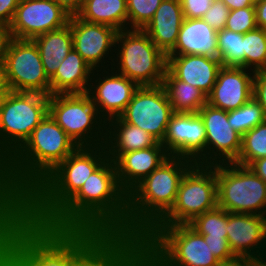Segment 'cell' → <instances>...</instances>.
<instances>
[{
    "mask_svg": "<svg viewBox=\"0 0 266 266\" xmlns=\"http://www.w3.org/2000/svg\"><path fill=\"white\" fill-rule=\"evenodd\" d=\"M218 207L231 213L266 216V182L249 167L216 164Z\"/></svg>",
    "mask_w": 266,
    "mask_h": 266,
    "instance_id": "obj_10",
    "label": "cell"
},
{
    "mask_svg": "<svg viewBox=\"0 0 266 266\" xmlns=\"http://www.w3.org/2000/svg\"><path fill=\"white\" fill-rule=\"evenodd\" d=\"M263 157H266V121L242 135L240 154L234 163L248 167Z\"/></svg>",
    "mask_w": 266,
    "mask_h": 266,
    "instance_id": "obj_32",
    "label": "cell"
},
{
    "mask_svg": "<svg viewBox=\"0 0 266 266\" xmlns=\"http://www.w3.org/2000/svg\"><path fill=\"white\" fill-rule=\"evenodd\" d=\"M48 113V95L8 93L0 111V167L25 143Z\"/></svg>",
    "mask_w": 266,
    "mask_h": 266,
    "instance_id": "obj_8",
    "label": "cell"
},
{
    "mask_svg": "<svg viewBox=\"0 0 266 266\" xmlns=\"http://www.w3.org/2000/svg\"><path fill=\"white\" fill-rule=\"evenodd\" d=\"M229 10L254 6L255 0H222Z\"/></svg>",
    "mask_w": 266,
    "mask_h": 266,
    "instance_id": "obj_46",
    "label": "cell"
},
{
    "mask_svg": "<svg viewBox=\"0 0 266 266\" xmlns=\"http://www.w3.org/2000/svg\"><path fill=\"white\" fill-rule=\"evenodd\" d=\"M228 212L216 207L195 217L188 225L204 238H227Z\"/></svg>",
    "mask_w": 266,
    "mask_h": 266,
    "instance_id": "obj_34",
    "label": "cell"
},
{
    "mask_svg": "<svg viewBox=\"0 0 266 266\" xmlns=\"http://www.w3.org/2000/svg\"><path fill=\"white\" fill-rule=\"evenodd\" d=\"M217 206L216 165L194 163L179 183L173 207L155 226L189 224Z\"/></svg>",
    "mask_w": 266,
    "mask_h": 266,
    "instance_id": "obj_11",
    "label": "cell"
},
{
    "mask_svg": "<svg viewBox=\"0 0 266 266\" xmlns=\"http://www.w3.org/2000/svg\"><path fill=\"white\" fill-rule=\"evenodd\" d=\"M70 16L77 15L83 7L85 0H53Z\"/></svg>",
    "mask_w": 266,
    "mask_h": 266,
    "instance_id": "obj_43",
    "label": "cell"
},
{
    "mask_svg": "<svg viewBox=\"0 0 266 266\" xmlns=\"http://www.w3.org/2000/svg\"><path fill=\"white\" fill-rule=\"evenodd\" d=\"M77 16L84 21L108 25L118 31L128 29L127 0H85Z\"/></svg>",
    "mask_w": 266,
    "mask_h": 266,
    "instance_id": "obj_29",
    "label": "cell"
},
{
    "mask_svg": "<svg viewBox=\"0 0 266 266\" xmlns=\"http://www.w3.org/2000/svg\"><path fill=\"white\" fill-rule=\"evenodd\" d=\"M213 0H180L184 18L202 19Z\"/></svg>",
    "mask_w": 266,
    "mask_h": 266,
    "instance_id": "obj_39",
    "label": "cell"
},
{
    "mask_svg": "<svg viewBox=\"0 0 266 266\" xmlns=\"http://www.w3.org/2000/svg\"><path fill=\"white\" fill-rule=\"evenodd\" d=\"M211 252L221 262L234 260L236 257L231 252L227 238H204Z\"/></svg>",
    "mask_w": 266,
    "mask_h": 266,
    "instance_id": "obj_40",
    "label": "cell"
},
{
    "mask_svg": "<svg viewBox=\"0 0 266 266\" xmlns=\"http://www.w3.org/2000/svg\"><path fill=\"white\" fill-rule=\"evenodd\" d=\"M184 19L180 0H163L142 30L167 55L176 45Z\"/></svg>",
    "mask_w": 266,
    "mask_h": 266,
    "instance_id": "obj_24",
    "label": "cell"
},
{
    "mask_svg": "<svg viewBox=\"0 0 266 266\" xmlns=\"http://www.w3.org/2000/svg\"><path fill=\"white\" fill-rule=\"evenodd\" d=\"M225 28L242 34L257 28L255 6L230 10Z\"/></svg>",
    "mask_w": 266,
    "mask_h": 266,
    "instance_id": "obj_37",
    "label": "cell"
},
{
    "mask_svg": "<svg viewBox=\"0 0 266 266\" xmlns=\"http://www.w3.org/2000/svg\"><path fill=\"white\" fill-rule=\"evenodd\" d=\"M49 114L78 146L105 145L107 122L88 93L50 95Z\"/></svg>",
    "mask_w": 266,
    "mask_h": 266,
    "instance_id": "obj_9",
    "label": "cell"
},
{
    "mask_svg": "<svg viewBox=\"0 0 266 266\" xmlns=\"http://www.w3.org/2000/svg\"><path fill=\"white\" fill-rule=\"evenodd\" d=\"M69 19L70 15L53 0H21L5 32L14 39L32 40L64 27Z\"/></svg>",
    "mask_w": 266,
    "mask_h": 266,
    "instance_id": "obj_15",
    "label": "cell"
},
{
    "mask_svg": "<svg viewBox=\"0 0 266 266\" xmlns=\"http://www.w3.org/2000/svg\"><path fill=\"white\" fill-rule=\"evenodd\" d=\"M258 266H266V260L258 259Z\"/></svg>",
    "mask_w": 266,
    "mask_h": 266,
    "instance_id": "obj_51",
    "label": "cell"
},
{
    "mask_svg": "<svg viewBox=\"0 0 266 266\" xmlns=\"http://www.w3.org/2000/svg\"><path fill=\"white\" fill-rule=\"evenodd\" d=\"M99 235L93 230H55L33 224L15 209L0 220V249L17 266H74Z\"/></svg>",
    "mask_w": 266,
    "mask_h": 266,
    "instance_id": "obj_2",
    "label": "cell"
},
{
    "mask_svg": "<svg viewBox=\"0 0 266 266\" xmlns=\"http://www.w3.org/2000/svg\"><path fill=\"white\" fill-rule=\"evenodd\" d=\"M45 226L127 235V194L118 183L114 162L107 158Z\"/></svg>",
    "mask_w": 266,
    "mask_h": 266,
    "instance_id": "obj_1",
    "label": "cell"
},
{
    "mask_svg": "<svg viewBox=\"0 0 266 266\" xmlns=\"http://www.w3.org/2000/svg\"><path fill=\"white\" fill-rule=\"evenodd\" d=\"M10 91H0V111L2 109L4 100Z\"/></svg>",
    "mask_w": 266,
    "mask_h": 266,
    "instance_id": "obj_50",
    "label": "cell"
},
{
    "mask_svg": "<svg viewBox=\"0 0 266 266\" xmlns=\"http://www.w3.org/2000/svg\"><path fill=\"white\" fill-rule=\"evenodd\" d=\"M243 51L246 69L266 70V30L257 27L243 34Z\"/></svg>",
    "mask_w": 266,
    "mask_h": 266,
    "instance_id": "obj_33",
    "label": "cell"
},
{
    "mask_svg": "<svg viewBox=\"0 0 266 266\" xmlns=\"http://www.w3.org/2000/svg\"><path fill=\"white\" fill-rule=\"evenodd\" d=\"M226 231L235 257L266 260V216L228 212Z\"/></svg>",
    "mask_w": 266,
    "mask_h": 266,
    "instance_id": "obj_20",
    "label": "cell"
},
{
    "mask_svg": "<svg viewBox=\"0 0 266 266\" xmlns=\"http://www.w3.org/2000/svg\"><path fill=\"white\" fill-rule=\"evenodd\" d=\"M73 48L95 69L112 67L118 30L97 23L82 20L77 15L70 16Z\"/></svg>",
    "mask_w": 266,
    "mask_h": 266,
    "instance_id": "obj_17",
    "label": "cell"
},
{
    "mask_svg": "<svg viewBox=\"0 0 266 266\" xmlns=\"http://www.w3.org/2000/svg\"><path fill=\"white\" fill-rule=\"evenodd\" d=\"M162 86L174 113H197L207 103V96L199 88L177 79L167 68Z\"/></svg>",
    "mask_w": 266,
    "mask_h": 266,
    "instance_id": "obj_30",
    "label": "cell"
},
{
    "mask_svg": "<svg viewBox=\"0 0 266 266\" xmlns=\"http://www.w3.org/2000/svg\"><path fill=\"white\" fill-rule=\"evenodd\" d=\"M248 167L266 182V157L253 161Z\"/></svg>",
    "mask_w": 266,
    "mask_h": 266,
    "instance_id": "obj_45",
    "label": "cell"
},
{
    "mask_svg": "<svg viewBox=\"0 0 266 266\" xmlns=\"http://www.w3.org/2000/svg\"><path fill=\"white\" fill-rule=\"evenodd\" d=\"M163 0H127L128 29H143Z\"/></svg>",
    "mask_w": 266,
    "mask_h": 266,
    "instance_id": "obj_36",
    "label": "cell"
},
{
    "mask_svg": "<svg viewBox=\"0 0 266 266\" xmlns=\"http://www.w3.org/2000/svg\"><path fill=\"white\" fill-rule=\"evenodd\" d=\"M107 158L105 145L79 146L14 209L28 222L45 225Z\"/></svg>",
    "mask_w": 266,
    "mask_h": 266,
    "instance_id": "obj_4",
    "label": "cell"
},
{
    "mask_svg": "<svg viewBox=\"0 0 266 266\" xmlns=\"http://www.w3.org/2000/svg\"><path fill=\"white\" fill-rule=\"evenodd\" d=\"M93 68L74 49L69 52L50 79L51 95L87 93Z\"/></svg>",
    "mask_w": 266,
    "mask_h": 266,
    "instance_id": "obj_27",
    "label": "cell"
},
{
    "mask_svg": "<svg viewBox=\"0 0 266 266\" xmlns=\"http://www.w3.org/2000/svg\"><path fill=\"white\" fill-rule=\"evenodd\" d=\"M257 27L266 30V0H255Z\"/></svg>",
    "mask_w": 266,
    "mask_h": 266,
    "instance_id": "obj_44",
    "label": "cell"
},
{
    "mask_svg": "<svg viewBox=\"0 0 266 266\" xmlns=\"http://www.w3.org/2000/svg\"><path fill=\"white\" fill-rule=\"evenodd\" d=\"M143 266H220L203 235L188 224L154 226L143 238Z\"/></svg>",
    "mask_w": 266,
    "mask_h": 266,
    "instance_id": "obj_6",
    "label": "cell"
},
{
    "mask_svg": "<svg viewBox=\"0 0 266 266\" xmlns=\"http://www.w3.org/2000/svg\"><path fill=\"white\" fill-rule=\"evenodd\" d=\"M253 98L261 105L266 116V70L254 73Z\"/></svg>",
    "mask_w": 266,
    "mask_h": 266,
    "instance_id": "obj_41",
    "label": "cell"
},
{
    "mask_svg": "<svg viewBox=\"0 0 266 266\" xmlns=\"http://www.w3.org/2000/svg\"><path fill=\"white\" fill-rule=\"evenodd\" d=\"M167 69L179 80L208 96L223 66L219 58L205 55H166Z\"/></svg>",
    "mask_w": 266,
    "mask_h": 266,
    "instance_id": "obj_23",
    "label": "cell"
},
{
    "mask_svg": "<svg viewBox=\"0 0 266 266\" xmlns=\"http://www.w3.org/2000/svg\"><path fill=\"white\" fill-rule=\"evenodd\" d=\"M193 164L170 155L127 194V235L142 239L171 210L179 183Z\"/></svg>",
    "mask_w": 266,
    "mask_h": 266,
    "instance_id": "obj_5",
    "label": "cell"
},
{
    "mask_svg": "<svg viewBox=\"0 0 266 266\" xmlns=\"http://www.w3.org/2000/svg\"><path fill=\"white\" fill-rule=\"evenodd\" d=\"M36 44L46 76L50 80L73 48L71 26L49 31L32 39Z\"/></svg>",
    "mask_w": 266,
    "mask_h": 266,
    "instance_id": "obj_28",
    "label": "cell"
},
{
    "mask_svg": "<svg viewBox=\"0 0 266 266\" xmlns=\"http://www.w3.org/2000/svg\"><path fill=\"white\" fill-rule=\"evenodd\" d=\"M229 11V8L222 0H213L202 19L214 30L220 31L226 26Z\"/></svg>",
    "mask_w": 266,
    "mask_h": 266,
    "instance_id": "obj_38",
    "label": "cell"
},
{
    "mask_svg": "<svg viewBox=\"0 0 266 266\" xmlns=\"http://www.w3.org/2000/svg\"><path fill=\"white\" fill-rule=\"evenodd\" d=\"M1 60L10 91L51 95L50 80L45 74L39 50L32 40L6 36Z\"/></svg>",
    "mask_w": 266,
    "mask_h": 266,
    "instance_id": "obj_12",
    "label": "cell"
},
{
    "mask_svg": "<svg viewBox=\"0 0 266 266\" xmlns=\"http://www.w3.org/2000/svg\"><path fill=\"white\" fill-rule=\"evenodd\" d=\"M254 71L222 66L207 103L225 111L236 110L253 98Z\"/></svg>",
    "mask_w": 266,
    "mask_h": 266,
    "instance_id": "obj_21",
    "label": "cell"
},
{
    "mask_svg": "<svg viewBox=\"0 0 266 266\" xmlns=\"http://www.w3.org/2000/svg\"><path fill=\"white\" fill-rule=\"evenodd\" d=\"M206 130V153L195 163H234L241 149L242 135L231 128L228 112L206 103L198 112Z\"/></svg>",
    "mask_w": 266,
    "mask_h": 266,
    "instance_id": "obj_14",
    "label": "cell"
},
{
    "mask_svg": "<svg viewBox=\"0 0 266 266\" xmlns=\"http://www.w3.org/2000/svg\"><path fill=\"white\" fill-rule=\"evenodd\" d=\"M10 266H17V265L10 259Z\"/></svg>",
    "mask_w": 266,
    "mask_h": 266,
    "instance_id": "obj_52",
    "label": "cell"
},
{
    "mask_svg": "<svg viewBox=\"0 0 266 266\" xmlns=\"http://www.w3.org/2000/svg\"><path fill=\"white\" fill-rule=\"evenodd\" d=\"M79 146L48 113L0 167V198L14 209Z\"/></svg>",
    "mask_w": 266,
    "mask_h": 266,
    "instance_id": "obj_3",
    "label": "cell"
},
{
    "mask_svg": "<svg viewBox=\"0 0 266 266\" xmlns=\"http://www.w3.org/2000/svg\"><path fill=\"white\" fill-rule=\"evenodd\" d=\"M157 142L152 135L124 122L120 117L107 122L105 147L108 158L113 162L122 153L150 148Z\"/></svg>",
    "mask_w": 266,
    "mask_h": 266,
    "instance_id": "obj_26",
    "label": "cell"
},
{
    "mask_svg": "<svg viewBox=\"0 0 266 266\" xmlns=\"http://www.w3.org/2000/svg\"><path fill=\"white\" fill-rule=\"evenodd\" d=\"M74 266H143L142 239L133 235L100 234Z\"/></svg>",
    "mask_w": 266,
    "mask_h": 266,
    "instance_id": "obj_16",
    "label": "cell"
},
{
    "mask_svg": "<svg viewBox=\"0 0 266 266\" xmlns=\"http://www.w3.org/2000/svg\"><path fill=\"white\" fill-rule=\"evenodd\" d=\"M138 87L112 68L95 69L87 93L96 102L100 115L108 122L123 113Z\"/></svg>",
    "mask_w": 266,
    "mask_h": 266,
    "instance_id": "obj_18",
    "label": "cell"
},
{
    "mask_svg": "<svg viewBox=\"0 0 266 266\" xmlns=\"http://www.w3.org/2000/svg\"><path fill=\"white\" fill-rule=\"evenodd\" d=\"M167 55H205L219 58L217 31L203 19L185 18L176 45Z\"/></svg>",
    "mask_w": 266,
    "mask_h": 266,
    "instance_id": "obj_25",
    "label": "cell"
},
{
    "mask_svg": "<svg viewBox=\"0 0 266 266\" xmlns=\"http://www.w3.org/2000/svg\"><path fill=\"white\" fill-rule=\"evenodd\" d=\"M169 156L161 142L150 148L122 153L114 161L121 189L128 194Z\"/></svg>",
    "mask_w": 266,
    "mask_h": 266,
    "instance_id": "obj_22",
    "label": "cell"
},
{
    "mask_svg": "<svg viewBox=\"0 0 266 266\" xmlns=\"http://www.w3.org/2000/svg\"><path fill=\"white\" fill-rule=\"evenodd\" d=\"M171 156L196 163L206 153V130L198 113H174L161 142Z\"/></svg>",
    "mask_w": 266,
    "mask_h": 266,
    "instance_id": "obj_19",
    "label": "cell"
},
{
    "mask_svg": "<svg viewBox=\"0 0 266 266\" xmlns=\"http://www.w3.org/2000/svg\"><path fill=\"white\" fill-rule=\"evenodd\" d=\"M10 208L2 201L0 198V220L2 216L9 210Z\"/></svg>",
    "mask_w": 266,
    "mask_h": 266,
    "instance_id": "obj_49",
    "label": "cell"
},
{
    "mask_svg": "<svg viewBox=\"0 0 266 266\" xmlns=\"http://www.w3.org/2000/svg\"><path fill=\"white\" fill-rule=\"evenodd\" d=\"M219 59L223 66L245 68V52L243 51V34L226 28L217 31Z\"/></svg>",
    "mask_w": 266,
    "mask_h": 266,
    "instance_id": "obj_31",
    "label": "cell"
},
{
    "mask_svg": "<svg viewBox=\"0 0 266 266\" xmlns=\"http://www.w3.org/2000/svg\"><path fill=\"white\" fill-rule=\"evenodd\" d=\"M266 121L261 105L252 98L236 110L228 111V122L240 135Z\"/></svg>",
    "mask_w": 266,
    "mask_h": 266,
    "instance_id": "obj_35",
    "label": "cell"
},
{
    "mask_svg": "<svg viewBox=\"0 0 266 266\" xmlns=\"http://www.w3.org/2000/svg\"><path fill=\"white\" fill-rule=\"evenodd\" d=\"M173 114L167 93L162 84H159L139 86L119 117L162 142Z\"/></svg>",
    "mask_w": 266,
    "mask_h": 266,
    "instance_id": "obj_13",
    "label": "cell"
},
{
    "mask_svg": "<svg viewBox=\"0 0 266 266\" xmlns=\"http://www.w3.org/2000/svg\"><path fill=\"white\" fill-rule=\"evenodd\" d=\"M0 91H10L9 87L7 86L5 68L2 60L0 61Z\"/></svg>",
    "mask_w": 266,
    "mask_h": 266,
    "instance_id": "obj_47",
    "label": "cell"
},
{
    "mask_svg": "<svg viewBox=\"0 0 266 266\" xmlns=\"http://www.w3.org/2000/svg\"><path fill=\"white\" fill-rule=\"evenodd\" d=\"M166 55L142 29L118 31L112 69L138 86L162 84Z\"/></svg>",
    "mask_w": 266,
    "mask_h": 266,
    "instance_id": "obj_7",
    "label": "cell"
},
{
    "mask_svg": "<svg viewBox=\"0 0 266 266\" xmlns=\"http://www.w3.org/2000/svg\"><path fill=\"white\" fill-rule=\"evenodd\" d=\"M5 38H6V32L4 29L0 28V61L2 59V48Z\"/></svg>",
    "mask_w": 266,
    "mask_h": 266,
    "instance_id": "obj_48",
    "label": "cell"
},
{
    "mask_svg": "<svg viewBox=\"0 0 266 266\" xmlns=\"http://www.w3.org/2000/svg\"><path fill=\"white\" fill-rule=\"evenodd\" d=\"M20 0H0V28L6 30L12 22Z\"/></svg>",
    "mask_w": 266,
    "mask_h": 266,
    "instance_id": "obj_42",
    "label": "cell"
}]
</instances>
